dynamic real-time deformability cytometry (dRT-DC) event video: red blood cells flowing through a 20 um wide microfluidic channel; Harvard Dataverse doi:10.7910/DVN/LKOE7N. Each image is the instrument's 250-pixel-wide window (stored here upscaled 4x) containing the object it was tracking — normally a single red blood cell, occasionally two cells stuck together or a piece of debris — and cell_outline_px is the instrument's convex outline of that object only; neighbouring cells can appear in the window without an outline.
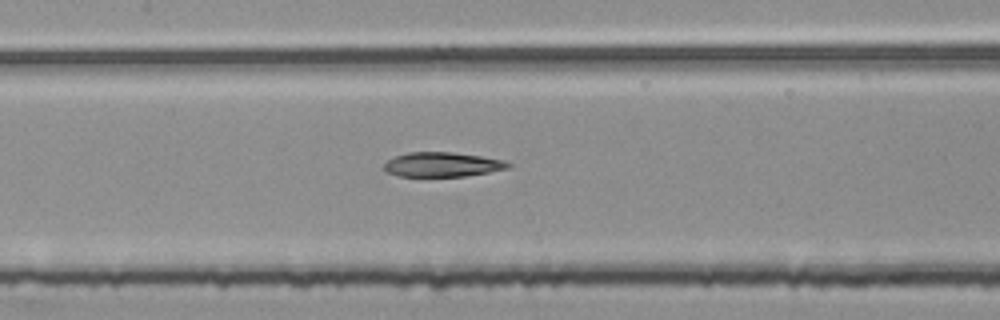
{"species": "common noctule bat (a hibernating species)", "species_latin": "Nyctalus noctula", "temperature_condition": "room temperature", "stored_images_in_passage": 55, "segment_of_instrument_passage": [2, 2], "camera_frame_rate_fps": 3000, "um_per_image_px": 0.085, "animal": {"sex": "female", "body_mass_g": 25.1}, "frame": {"image": 1, "passage_image": 26, "time_ms": 8.333, "image_size_px": [1000, 320], "cell_outline_px": [[512, 164], [508, 168], [488, 172], [464, 176], [400, 176], [388, 172], [384, 168], [384, 164], [388, 160], [396, 156], [408, 152], [452, 152], [480, 156], [504, 160]], "centroid_in_image_um": [37.6, 13.98], "position_along_channel_um": 169.8, "area_um2": 17.51}}
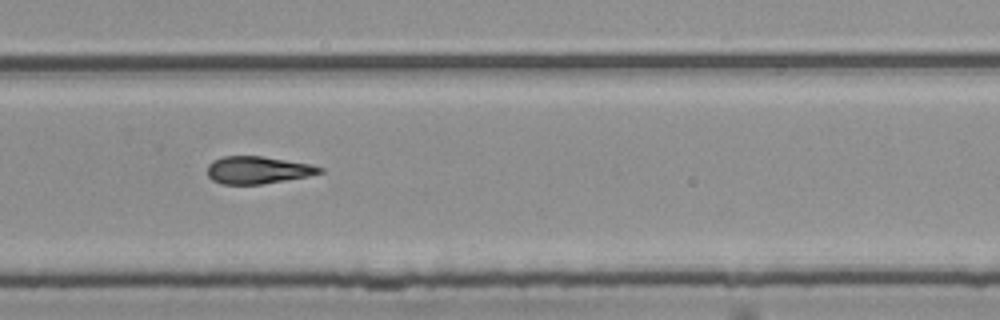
{"frame": {"image": 2, "passage_image": 37, "time_ms": 12.0, "image_size_px": [1000, 320], "cell_outline_px": [[324, 172], [308, 176], [260, 184], [220, 184], [212, 180], [208, 176], [208, 164], [212, 160], [224, 156], [260, 156], [312, 164], [324, 168]], "centroid_in_image_um": [21.9, 14.45], "position_along_channel_um": 307.9, "area_um2": 17.92}}
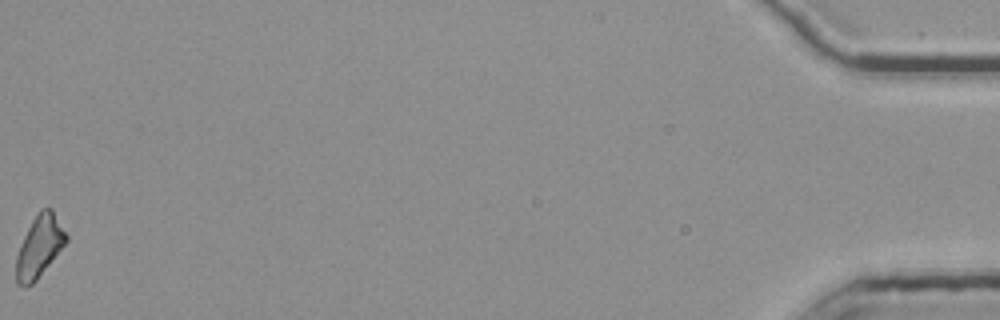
{"frame": {"image": 3, "passage_image": 55, "time_ms": 18.0, "image_size_px": [1000, 320], "cell_outline_px": [[68, 240], [36, 280], [32, 284], [24, 288], [16, 284], [16, 256], [20, 244], [32, 220], [40, 208], [52, 208], [68, 236]], "centroid_in_image_um": [3.33, 20.95], "position_along_channel_um": 431.9, "area_um2": 17.92}}